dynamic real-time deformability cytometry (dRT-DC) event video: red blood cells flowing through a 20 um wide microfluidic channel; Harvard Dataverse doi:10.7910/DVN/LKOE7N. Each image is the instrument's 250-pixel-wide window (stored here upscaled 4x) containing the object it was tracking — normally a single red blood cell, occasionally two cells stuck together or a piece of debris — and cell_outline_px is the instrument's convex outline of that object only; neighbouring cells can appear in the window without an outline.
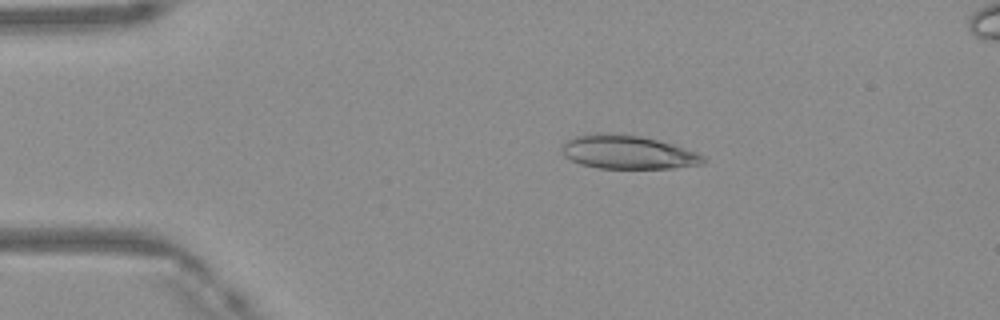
{"species": "Egyptian fruit bat (a non-hibernating species)", "species_latin": "Rousettus aegyptiacus", "temperature_condition": "warm", "stored_images_in_passage": 49, "camera_frame_rate_fps": 3000, "um_per_image_px": 0.085, "frame": {"image": 1, "passage_image": 10, "time_ms": 3.0, "image_size_px": [1000, 320], "cell_outline_px": [[704, 164], [672, 168], [596, 168], [580, 164], [564, 156], [560, 148], [568, 140], [576, 136], [596, 132], [604, 132], [640, 136], [672, 144], [696, 152], [704, 156]], "centroid_in_image_um": [53.33, 12.93], "position_along_channel_um": 31.7, "area_um2": 27.63}}
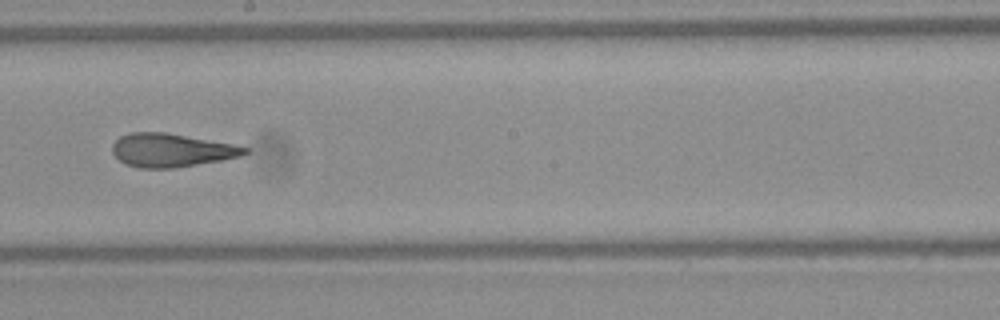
{"frame": {"image": 2, "passage_image": 28, "time_ms": 9.0, "image_size_px": [1000, 320], "cell_outline_px": [[248, 152], [240, 156], [220, 160], [176, 168], [140, 168], [124, 164], [112, 152], [112, 144], [120, 136], [132, 132], [164, 132], [232, 144], [248, 148]], "centroid_in_image_um": [14.52, 12.77], "position_along_channel_um": 233.7, "area_um2": 25.55}}
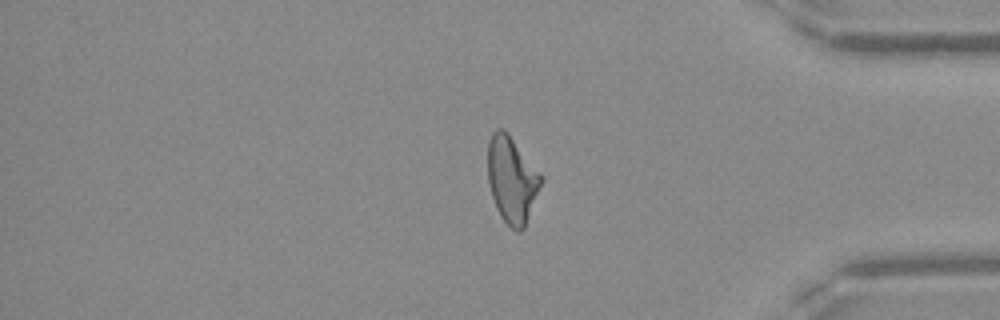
{"frame": {"image": 3, "passage_image": 41, "time_ms": 13.333, "image_size_px": [1000, 320], "cell_outline_px": [[544, 180], [524, 228], [520, 232], [516, 232], [500, 216], [496, 208], [488, 184], [488, 144], [492, 132], [496, 128], [504, 128], [508, 132], [540, 172]], "centroid_in_image_um": [43.52, 15.25], "position_along_channel_um": 391.7, "area_um2": 27.05}, "authors_computed_cell_mechanics": {"area_um2": 27.2238, "velocity_mm_per_s": 4.1808, "shape_relaxation_time_tau1_ms": null, "shape_relaxation_time_tau2_ms": 1.6972, "deformation_change_tau1": null, "deformation_change_tau2": 0.1137}}